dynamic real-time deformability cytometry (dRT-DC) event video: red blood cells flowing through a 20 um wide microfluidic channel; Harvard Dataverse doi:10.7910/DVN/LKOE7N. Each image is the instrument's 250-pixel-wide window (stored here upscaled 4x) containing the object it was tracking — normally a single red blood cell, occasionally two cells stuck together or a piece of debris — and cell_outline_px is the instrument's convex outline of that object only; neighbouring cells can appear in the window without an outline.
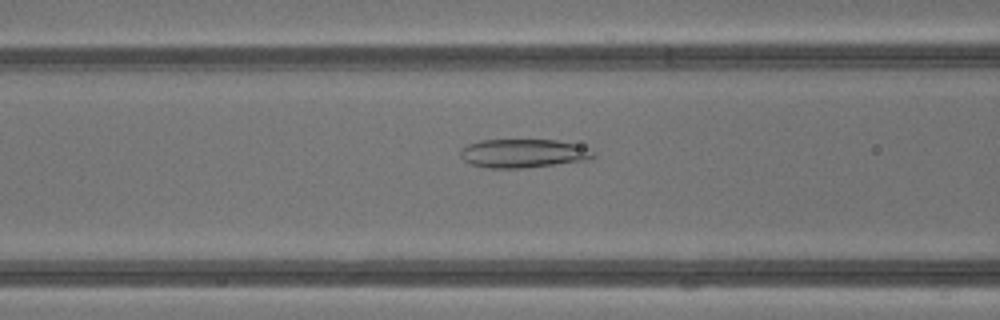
{"species": "common noctule bat (a hibernating species)", "species_latin": "Nyctalus noctula", "temperature_condition": "warm", "stored_images_in_passage": 43, "camera_frame_rate_fps": 3000, "um_per_image_px": 0.085, "animal": {"sex": "male", "body_mass_g": 13.3}, "frame": {"image": 1, "passage_image": 18, "time_ms": 5.667, "image_size_px": [1000, 320], "cell_outline_px": [[596, 156], [588, 160], [524, 168], [488, 168], [468, 164], [460, 156], [460, 148], [468, 144], [480, 140], [556, 140], [572, 144], [596, 152]], "centroid_in_image_um": [44.42, 13.04], "position_along_channel_um": 122.2, "area_um2": 22.2}}
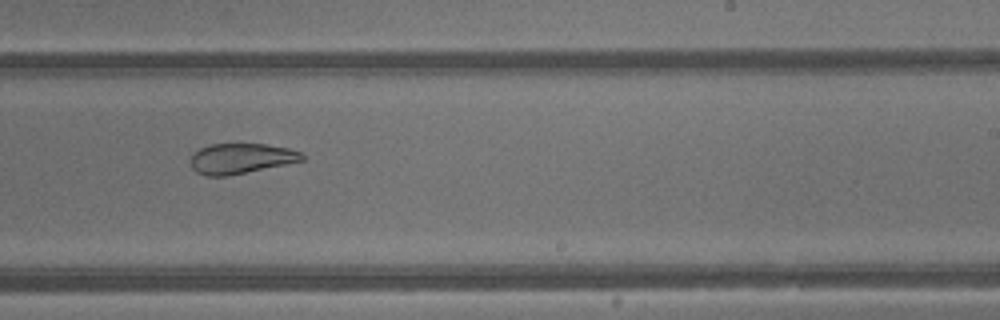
{"frame": {"image": 2, "passage_image": 27, "time_ms": 8.667, "image_size_px": [1000, 320], "cell_outline_px": [[304, 160], [228, 176], [204, 176], [196, 172], [192, 168], [188, 160], [200, 148], [208, 144], [264, 144], [288, 148], [300, 152], [304, 156]], "centroid_in_image_um": [20.43, 13.48], "position_along_channel_um": 268.6, "area_um2": 19.65}}
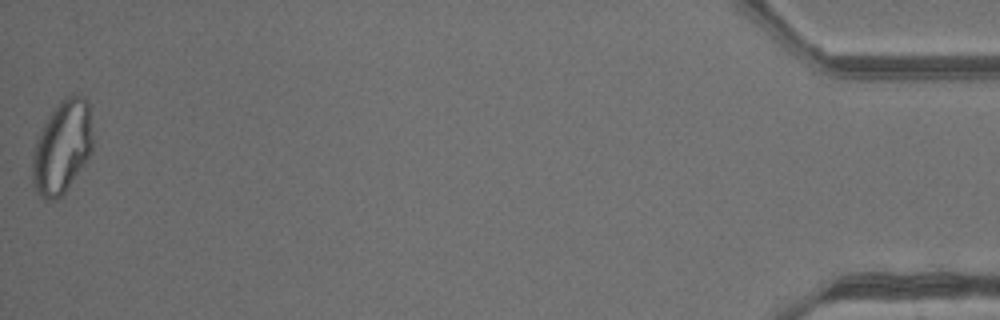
{"frame": {"image": 3, "passage_image": 43, "time_ms": 14.0, "image_size_px": [1000, 320], "cell_outline_px": [[92, 152], [68, 188], [56, 200], [44, 200], [36, 192], [32, 184], [32, 152], [36, 140], [48, 116], [60, 100], [64, 96], [72, 92], [76, 92], [84, 96], [88, 100], [92, 136]], "centroid_in_image_um": [5.27, 12.48], "position_along_channel_um": 429.9, "area_um2": 33.12}, "authors_computed_cell_mechanics": {"area_um2": 28.2642, "velocity_mm_per_s": 4.8853, "shape_relaxation_time_tau1_ms": null, "shape_relaxation_time_tau2_ms": 1.6352, "deformation_change_tau1": null, "deformation_change_tau2": 0.0714}}